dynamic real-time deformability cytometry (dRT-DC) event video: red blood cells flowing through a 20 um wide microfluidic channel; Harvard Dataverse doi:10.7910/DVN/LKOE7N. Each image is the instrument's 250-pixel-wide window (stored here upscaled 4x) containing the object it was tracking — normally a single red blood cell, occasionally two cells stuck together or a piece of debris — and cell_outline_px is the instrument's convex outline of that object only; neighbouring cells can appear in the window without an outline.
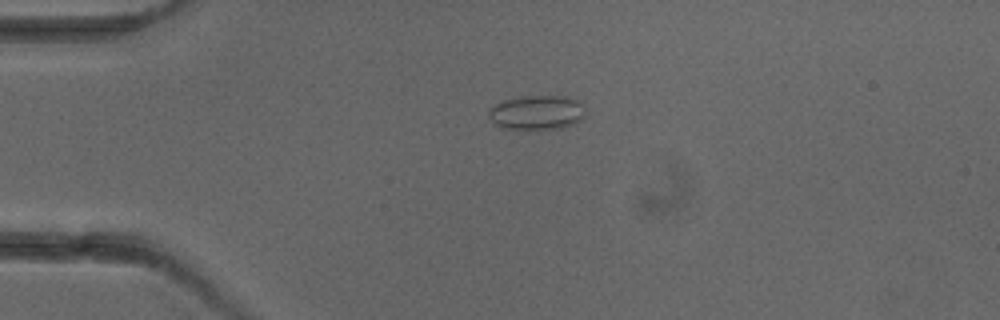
{"species": "common noctule bat (a hibernating species)", "species_latin": "Nyctalus noctula", "temperature_condition": "cold", "stored_images_in_passage": 2, "camera_frame_rate_fps": 3000, "um_per_image_px": 0.085, "animal": {"sex": "female"}, "frame": {"image": 1, "passage_image": 1, "time_ms": 0.0, "image_size_px": [1000, 320], "cell_outline_px": [[584, 116], [580, 120], [564, 128], [528, 132], [520, 132], [504, 128], [496, 124], [488, 116], [488, 108], [504, 100], [524, 96], [564, 96], [576, 100], [584, 108]], "centroid_in_image_um": [45.59, 9.62], "position_along_channel_um": 39.4, "area_um2": 20.0}}